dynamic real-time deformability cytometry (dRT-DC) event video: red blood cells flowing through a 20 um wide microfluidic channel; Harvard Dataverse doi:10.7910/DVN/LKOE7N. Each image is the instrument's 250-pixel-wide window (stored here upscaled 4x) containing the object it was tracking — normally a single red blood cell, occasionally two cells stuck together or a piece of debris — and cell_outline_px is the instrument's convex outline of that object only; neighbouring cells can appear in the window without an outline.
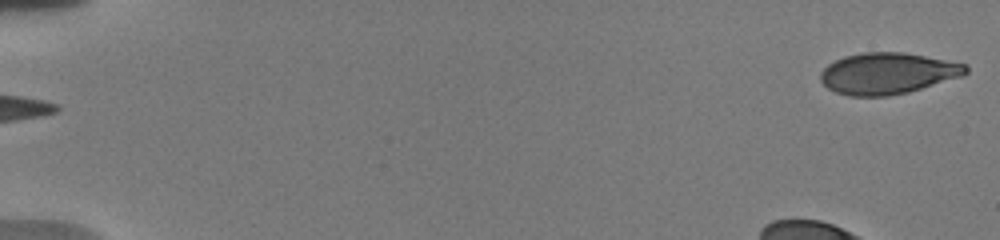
{"species": "human", "species_latin": "Homo sapiens", "temperature_condition": "warm", "stored_images_in_passage": 3, "segment_of_instrument_passage": [2, 2], "camera_frame_rate_fps": 3000, "um_per_image_px": 0.085, "donor": {"sex": "male"}, "frame": {"image": 1, "passage_image": 3, "time_ms": 2.333, "image_size_px": [1000, 240], "cell_outline_px": [[968, 72], [964, 76], [908, 92], [888, 96], [848, 96], [836, 92], [828, 88], [820, 80], [820, 72], [828, 64], [844, 56], [860, 52], [904, 52], [968, 64]], "centroid_in_image_um": [75.46, 6.23], "position_along_channel_um": 9.5, "area_um2": 35.2}}